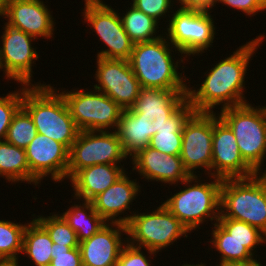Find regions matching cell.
Listing matches in <instances>:
<instances>
[{
	"label": "cell",
	"mask_w": 266,
	"mask_h": 266,
	"mask_svg": "<svg viewBox=\"0 0 266 266\" xmlns=\"http://www.w3.org/2000/svg\"><path fill=\"white\" fill-rule=\"evenodd\" d=\"M188 90L142 88L130 109L123 110L116 132L130 157L149 146L151 137L164 127H183L194 112Z\"/></svg>",
	"instance_id": "cell-1"
},
{
	"label": "cell",
	"mask_w": 266,
	"mask_h": 266,
	"mask_svg": "<svg viewBox=\"0 0 266 266\" xmlns=\"http://www.w3.org/2000/svg\"><path fill=\"white\" fill-rule=\"evenodd\" d=\"M264 35L239 46L229 57L219 61L207 74L197 90L188 87L187 99L194 112L213 113L217 105L221 110L248 103L244 98L245 76L249 61L263 42ZM223 103V104H222Z\"/></svg>",
	"instance_id": "cell-2"
},
{
	"label": "cell",
	"mask_w": 266,
	"mask_h": 266,
	"mask_svg": "<svg viewBox=\"0 0 266 266\" xmlns=\"http://www.w3.org/2000/svg\"><path fill=\"white\" fill-rule=\"evenodd\" d=\"M22 86V107L32 117L37 133L64 144L70 150L80 130L60 91L50 84Z\"/></svg>",
	"instance_id": "cell-3"
},
{
	"label": "cell",
	"mask_w": 266,
	"mask_h": 266,
	"mask_svg": "<svg viewBox=\"0 0 266 266\" xmlns=\"http://www.w3.org/2000/svg\"><path fill=\"white\" fill-rule=\"evenodd\" d=\"M172 47L164 34L158 39L134 44L128 61L142 88L188 90L187 78L178 72V63H184V59L180 57L181 60L174 62L171 52L178 49Z\"/></svg>",
	"instance_id": "cell-4"
},
{
	"label": "cell",
	"mask_w": 266,
	"mask_h": 266,
	"mask_svg": "<svg viewBox=\"0 0 266 266\" xmlns=\"http://www.w3.org/2000/svg\"><path fill=\"white\" fill-rule=\"evenodd\" d=\"M220 217L244 221L266 234V173L223 179Z\"/></svg>",
	"instance_id": "cell-5"
},
{
	"label": "cell",
	"mask_w": 266,
	"mask_h": 266,
	"mask_svg": "<svg viewBox=\"0 0 266 266\" xmlns=\"http://www.w3.org/2000/svg\"><path fill=\"white\" fill-rule=\"evenodd\" d=\"M198 177L190 175L180 183L185 184V189L174 193L163 203L189 232L199 229V226L207 221L206 219H210L211 222L214 220L216 223L220 217L222 179L209 176L214 180L202 183Z\"/></svg>",
	"instance_id": "cell-6"
},
{
	"label": "cell",
	"mask_w": 266,
	"mask_h": 266,
	"mask_svg": "<svg viewBox=\"0 0 266 266\" xmlns=\"http://www.w3.org/2000/svg\"><path fill=\"white\" fill-rule=\"evenodd\" d=\"M118 223L126 225L127 242L148 250L149 258L190 233L163 203L151 213L133 211L131 215L119 216Z\"/></svg>",
	"instance_id": "cell-7"
},
{
	"label": "cell",
	"mask_w": 266,
	"mask_h": 266,
	"mask_svg": "<svg viewBox=\"0 0 266 266\" xmlns=\"http://www.w3.org/2000/svg\"><path fill=\"white\" fill-rule=\"evenodd\" d=\"M218 116L233 131L243 160L259 173L266 159L265 106L253 107L250 103H245L225 108Z\"/></svg>",
	"instance_id": "cell-8"
},
{
	"label": "cell",
	"mask_w": 266,
	"mask_h": 266,
	"mask_svg": "<svg viewBox=\"0 0 266 266\" xmlns=\"http://www.w3.org/2000/svg\"><path fill=\"white\" fill-rule=\"evenodd\" d=\"M92 91L74 89L60 93L80 131H116L123 109L105 93Z\"/></svg>",
	"instance_id": "cell-9"
},
{
	"label": "cell",
	"mask_w": 266,
	"mask_h": 266,
	"mask_svg": "<svg viewBox=\"0 0 266 266\" xmlns=\"http://www.w3.org/2000/svg\"><path fill=\"white\" fill-rule=\"evenodd\" d=\"M167 26V40L178 49L181 57L205 53L212 47L216 27L210 12L178 8ZM215 35V36H214Z\"/></svg>",
	"instance_id": "cell-10"
},
{
	"label": "cell",
	"mask_w": 266,
	"mask_h": 266,
	"mask_svg": "<svg viewBox=\"0 0 266 266\" xmlns=\"http://www.w3.org/2000/svg\"><path fill=\"white\" fill-rule=\"evenodd\" d=\"M122 143L115 130L79 131L69 151L67 179L79 170L97 164H119L126 160Z\"/></svg>",
	"instance_id": "cell-11"
},
{
	"label": "cell",
	"mask_w": 266,
	"mask_h": 266,
	"mask_svg": "<svg viewBox=\"0 0 266 266\" xmlns=\"http://www.w3.org/2000/svg\"><path fill=\"white\" fill-rule=\"evenodd\" d=\"M212 136L213 113L193 112L184 123L180 158L189 175L204 168L211 176Z\"/></svg>",
	"instance_id": "cell-12"
},
{
	"label": "cell",
	"mask_w": 266,
	"mask_h": 266,
	"mask_svg": "<svg viewBox=\"0 0 266 266\" xmlns=\"http://www.w3.org/2000/svg\"><path fill=\"white\" fill-rule=\"evenodd\" d=\"M83 11L84 21L108 48L98 52L97 57L129 60L134 43L123 28L120 13L108 4L87 5Z\"/></svg>",
	"instance_id": "cell-13"
},
{
	"label": "cell",
	"mask_w": 266,
	"mask_h": 266,
	"mask_svg": "<svg viewBox=\"0 0 266 266\" xmlns=\"http://www.w3.org/2000/svg\"><path fill=\"white\" fill-rule=\"evenodd\" d=\"M3 35L0 46V70L3 69L6 79L15 80L22 85L33 86L32 64L39 59L33 40L36 38L28 35L20 29L4 23Z\"/></svg>",
	"instance_id": "cell-14"
},
{
	"label": "cell",
	"mask_w": 266,
	"mask_h": 266,
	"mask_svg": "<svg viewBox=\"0 0 266 266\" xmlns=\"http://www.w3.org/2000/svg\"><path fill=\"white\" fill-rule=\"evenodd\" d=\"M97 58L93 89L105 93L123 110L130 109L142 89L128 60Z\"/></svg>",
	"instance_id": "cell-15"
},
{
	"label": "cell",
	"mask_w": 266,
	"mask_h": 266,
	"mask_svg": "<svg viewBox=\"0 0 266 266\" xmlns=\"http://www.w3.org/2000/svg\"><path fill=\"white\" fill-rule=\"evenodd\" d=\"M69 151L64 144L37 133L25 148L30 169V184L36 186L47 176H51V180L56 183L66 179Z\"/></svg>",
	"instance_id": "cell-16"
},
{
	"label": "cell",
	"mask_w": 266,
	"mask_h": 266,
	"mask_svg": "<svg viewBox=\"0 0 266 266\" xmlns=\"http://www.w3.org/2000/svg\"><path fill=\"white\" fill-rule=\"evenodd\" d=\"M255 174L243 160L231 128L213 112L211 176L223 180L246 178Z\"/></svg>",
	"instance_id": "cell-17"
},
{
	"label": "cell",
	"mask_w": 266,
	"mask_h": 266,
	"mask_svg": "<svg viewBox=\"0 0 266 266\" xmlns=\"http://www.w3.org/2000/svg\"><path fill=\"white\" fill-rule=\"evenodd\" d=\"M42 0H10L0 16L7 18L6 24L20 29L34 38L52 37L54 18Z\"/></svg>",
	"instance_id": "cell-18"
},
{
	"label": "cell",
	"mask_w": 266,
	"mask_h": 266,
	"mask_svg": "<svg viewBox=\"0 0 266 266\" xmlns=\"http://www.w3.org/2000/svg\"><path fill=\"white\" fill-rule=\"evenodd\" d=\"M115 227V228H114ZM126 225L106 223L93 236L79 243L83 266H117L120 252L127 240Z\"/></svg>",
	"instance_id": "cell-19"
},
{
	"label": "cell",
	"mask_w": 266,
	"mask_h": 266,
	"mask_svg": "<svg viewBox=\"0 0 266 266\" xmlns=\"http://www.w3.org/2000/svg\"><path fill=\"white\" fill-rule=\"evenodd\" d=\"M133 171H137L146 180L178 184L190 175L185 170L180 155L163 154L147 146L130 158Z\"/></svg>",
	"instance_id": "cell-20"
},
{
	"label": "cell",
	"mask_w": 266,
	"mask_h": 266,
	"mask_svg": "<svg viewBox=\"0 0 266 266\" xmlns=\"http://www.w3.org/2000/svg\"><path fill=\"white\" fill-rule=\"evenodd\" d=\"M137 180H130L125 172L117 181L105 191L96 196L92 203L94 209L107 223H118L119 215L130 210V204L138 196L140 186Z\"/></svg>",
	"instance_id": "cell-21"
},
{
	"label": "cell",
	"mask_w": 266,
	"mask_h": 266,
	"mask_svg": "<svg viewBox=\"0 0 266 266\" xmlns=\"http://www.w3.org/2000/svg\"><path fill=\"white\" fill-rule=\"evenodd\" d=\"M119 164H97L79 170L71 179L74 198L92 201L126 171Z\"/></svg>",
	"instance_id": "cell-22"
},
{
	"label": "cell",
	"mask_w": 266,
	"mask_h": 266,
	"mask_svg": "<svg viewBox=\"0 0 266 266\" xmlns=\"http://www.w3.org/2000/svg\"><path fill=\"white\" fill-rule=\"evenodd\" d=\"M81 203L71 206L61 216L76 232L78 242H82L93 236L107 222L94 209L92 201L83 200Z\"/></svg>",
	"instance_id": "cell-23"
},
{
	"label": "cell",
	"mask_w": 266,
	"mask_h": 266,
	"mask_svg": "<svg viewBox=\"0 0 266 266\" xmlns=\"http://www.w3.org/2000/svg\"><path fill=\"white\" fill-rule=\"evenodd\" d=\"M212 231V246L220 253V264L216 266L247 264L256 260L254 255L243 245L242 242L232 238L217 222Z\"/></svg>",
	"instance_id": "cell-24"
},
{
	"label": "cell",
	"mask_w": 266,
	"mask_h": 266,
	"mask_svg": "<svg viewBox=\"0 0 266 266\" xmlns=\"http://www.w3.org/2000/svg\"><path fill=\"white\" fill-rule=\"evenodd\" d=\"M30 221L24 232L22 253L26 254L36 266H49L53 241L35 219Z\"/></svg>",
	"instance_id": "cell-25"
},
{
	"label": "cell",
	"mask_w": 266,
	"mask_h": 266,
	"mask_svg": "<svg viewBox=\"0 0 266 266\" xmlns=\"http://www.w3.org/2000/svg\"><path fill=\"white\" fill-rule=\"evenodd\" d=\"M0 177L11 183H30V169L25 149L0 141Z\"/></svg>",
	"instance_id": "cell-26"
},
{
	"label": "cell",
	"mask_w": 266,
	"mask_h": 266,
	"mask_svg": "<svg viewBox=\"0 0 266 266\" xmlns=\"http://www.w3.org/2000/svg\"><path fill=\"white\" fill-rule=\"evenodd\" d=\"M128 8V11L122 17L120 15V18L125 32L134 44L152 41L162 36L161 34L156 36L160 22L132 5Z\"/></svg>",
	"instance_id": "cell-27"
},
{
	"label": "cell",
	"mask_w": 266,
	"mask_h": 266,
	"mask_svg": "<svg viewBox=\"0 0 266 266\" xmlns=\"http://www.w3.org/2000/svg\"><path fill=\"white\" fill-rule=\"evenodd\" d=\"M25 224L0 220V261L18 260L22 253Z\"/></svg>",
	"instance_id": "cell-28"
},
{
	"label": "cell",
	"mask_w": 266,
	"mask_h": 266,
	"mask_svg": "<svg viewBox=\"0 0 266 266\" xmlns=\"http://www.w3.org/2000/svg\"><path fill=\"white\" fill-rule=\"evenodd\" d=\"M217 223L225 229L233 239L240 241L253 254L258 245L266 243V234L255 226L244 221L219 217ZM255 250V251H254Z\"/></svg>",
	"instance_id": "cell-29"
},
{
	"label": "cell",
	"mask_w": 266,
	"mask_h": 266,
	"mask_svg": "<svg viewBox=\"0 0 266 266\" xmlns=\"http://www.w3.org/2000/svg\"><path fill=\"white\" fill-rule=\"evenodd\" d=\"M37 135L32 117L21 107L14 115L8 128L5 141L25 149Z\"/></svg>",
	"instance_id": "cell-30"
},
{
	"label": "cell",
	"mask_w": 266,
	"mask_h": 266,
	"mask_svg": "<svg viewBox=\"0 0 266 266\" xmlns=\"http://www.w3.org/2000/svg\"><path fill=\"white\" fill-rule=\"evenodd\" d=\"M49 234L55 244L68 247H79L76 232L69 226L60 214L51 216H38L34 218Z\"/></svg>",
	"instance_id": "cell-31"
},
{
	"label": "cell",
	"mask_w": 266,
	"mask_h": 266,
	"mask_svg": "<svg viewBox=\"0 0 266 266\" xmlns=\"http://www.w3.org/2000/svg\"><path fill=\"white\" fill-rule=\"evenodd\" d=\"M182 128L164 127L157 130L149 143V147L163 154L180 155L182 149Z\"/></svg>",
	"instance_id": "cell-32"
},
{
	"label": "cell",
	"mask_w": 266,
	"mask_h": 266,
	"mask_svg": "<svg viewBox=\"0 0 266 266\" xmlns=\"http://www.w3.org/2000/svg\"><path fill=\"white\" fill-rule=\"evenodd\" d=\"M22 99L23 87L8 93L5 97L0 96V141L5 140L14 115L22 107Z\"/></svg>",
	"instance_id": "cell-33"
},
{
	"label": "cell",
	"mask_w": 266,
	"mask_h": 266,
	"mask_svg": "<svg viewBox=\"0 0 266 266\" xmlns=\"http://www.w3.org/2000/svg\"><path fill=\"white\" fill-rule=\"evenodd\" d=\"M49 266H83L79 247L61 246L53 243Z\"/></svg>",
	"instance_id": "cell-34"
},
{
	"label": "cell",
	"mask_w": 266,
	"mask_h": 266,
	"mask_svg": "<svg viewBox=\"0 0 266 266\" xmlns=\"http://www.w3.org/2000/svg\"><path fill=\"white\" fill-rule=\"evenodd\" d=\"M130 3L137 10L144 12L148 16L154 18L158 22L164 17L166 13H173L169 11L173 7V0H132ZM173 2V3H172ZM172 4V5H171ZM172 6V7H171Z\"/></svg>",
	"instance_id": "cell-35"
},
{
	"label": "cell",
	"mask_w": 266,
	"mask_h": 266,
	"mask_svg": "<svg viewBox=\"0 0 266 266\" xmlns=\"http://www.w3.org/2000/svg\"><path fill=\"white\" fill-rule=\"evenodd\" d=\"M141 250L127 242L120 252L117 266H151L152 261Z\"/></svg>",
	"instance_id": "cell-36"
},
{
	"label": "cell",
	"mask_w": 266,
	"mask_h": 266,
	"mask_svg": "<svg viewBox=\"0 0 266 266\" xmlns=\"http://www.w3.org/2000/svg\"><path fill=\"white\" fill-rule=\"evenodd\" d=\"M217 1L218 3H224L229 7L240 10L250 17L266 10V0H216V3Z\"/></svg>",
	"instance_id": "cell-37"
},
{
	"label": "cell",
	"mask_w": 266,
	"mask_h": 266,
	"mask_svg": "<svg viewBox=\"0 0 266 266\" xmlns=\"http://www.w3.org/2000/svg\"><path fill=\"white\" fill-rule=\"evenodd\" d=\"M179 1V2H178ZM180 3V9L198 10L211 12V8L216 6V0H177Z\"/></svg>",
	"instance_id": "cell-38"
},
{
	"label": "cell",
	"mask_w": 266,
	"mask_h": 266,
	"mask_svg": "<svg viewBox=\"0 0 266 266\" xmlns=\"http://www.w3.org/2000/svg\"><path fill=\"white\" fill-rule=\"evenodd\" d=\"M0 266H20L18 260H4L0 261Z\"/></svg>",
	"instance_id": "cell-39"
},
{
	"label": "cell",
	"mask_w": 266,
	"mask_h": 266,
	"mask_svg": "<svg viewBox=\"0 0 266 266\" xmlns=\"http://www.w3.org/2000/svg\"><path fill=\"white\" fill-rule=\"evenodd\" d=\"M85 6L87 5H106L102 0H85Z\"/></svg>",
	"instance_id": "cell-40"
},
{
	"label": "cell",
	"mask_w": 266,
	"mask_h": 266,
	"mask_svg": "<svg viewBox=\"0 0 266 266\" xmlns=\"http://www.w3.org/2000/svg\"><path fill=\"white\" fill-rule=\"evenodd\" d=\"M226 266H263L258 260L256 259L255 261L247 264H238V265H226Z\"/></svg>",
	"instance_id": "cell-41"
},
{
	"label": "cell",
	"mask_w": 266,
	"mask_h": 266,
	"mask_svg": "<svg viewBox=\"0 0 266 266\" xmlns=\"http://www.w3.org/2000/svg\"><path fill=\"white\" fill-rule=\"evenodd\" d=\"M10 0H0V13L5 9Z\"/></svg>",
	"instance_id": "cell-42"
},
{
	"label": "cell",
	"mask_w": 266,
	"mask_h": 266,
	"mask_svg": "<svg viewBox=\"0 0 266 266\" xmlns=\"http://www.w3.org/2000/svg\"><path fill=\"white\" fill-rule=\"evenodd\" d=\"M182 266H206V264H204V263L202 264V262H201L200 264L198 263L196 265L195 264H192V265L191 264H183Z\"/></svg>",
	"instance_id": "cell-43"
}]
</instances>
